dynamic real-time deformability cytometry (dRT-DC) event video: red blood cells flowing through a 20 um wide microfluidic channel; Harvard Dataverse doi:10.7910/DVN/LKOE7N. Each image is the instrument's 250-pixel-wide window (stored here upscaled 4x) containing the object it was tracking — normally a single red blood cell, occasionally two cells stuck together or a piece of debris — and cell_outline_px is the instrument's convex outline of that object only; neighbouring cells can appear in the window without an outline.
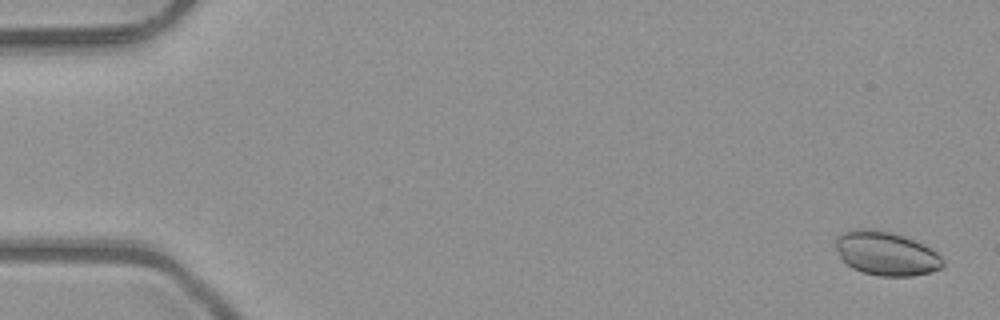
{"species": "common noctule bat (a hibernating species)", "species_latin": "Nyctalus noctula", "temperature_condition": "room temperature", "stored_images_in_passage": 5, "camera_frame_rate_fps": 3000, "um_per_image_px": 0.085, "animal": {"sex": "male", "body_mass_g": 23.1, "forearm_length_mm": 52.7}, "frame": {"image": 1, "passage_image": 1, "time_ms": 0.0, "image_size_px": [1000, 320], "cell_outline_px": [[944, 264], [940, 268], [932, 272], [912, 276], [880, 276], [864, 272], [852, 268], [840, 256], [836, 248], [836, 236], [844, 232], [860, 228], [872, 228], [904, 236], [924, 244], [936, 252], [940, 256]], "centroid_in_image_um": [75.33, 21.54], "position_along_channel_um": 9.7, "area_um2": 27.22}}
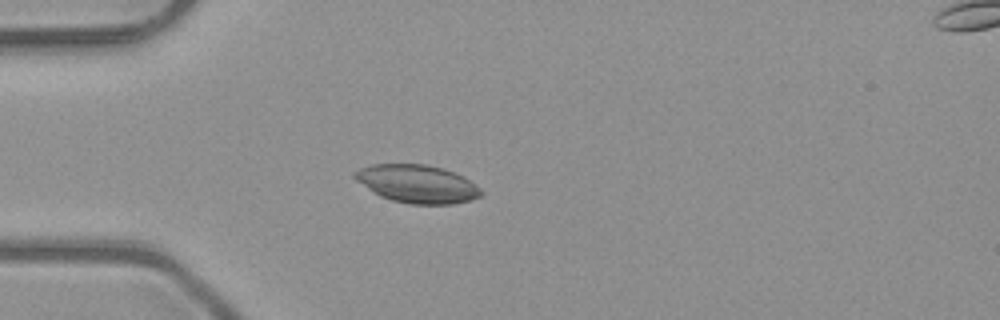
{"frame": {"image": 2, "passage_image": 4, "time_ms": 1.0, "image_size_px": [1000, 320], "cell_outline_px": [[484, 192], [480, 196], [472, 200], [452, 204], [408, 204], [392, 200], [380, 196], [356, 180], [352, 176], [352, 172], [360, 168], [372, 164], [428, 164], [464, 176], [480, 188]], "centroid_in_image_um": [35.46, 15.63], "position_along_channel_um": 49.5, "area_um2": 28.03}}